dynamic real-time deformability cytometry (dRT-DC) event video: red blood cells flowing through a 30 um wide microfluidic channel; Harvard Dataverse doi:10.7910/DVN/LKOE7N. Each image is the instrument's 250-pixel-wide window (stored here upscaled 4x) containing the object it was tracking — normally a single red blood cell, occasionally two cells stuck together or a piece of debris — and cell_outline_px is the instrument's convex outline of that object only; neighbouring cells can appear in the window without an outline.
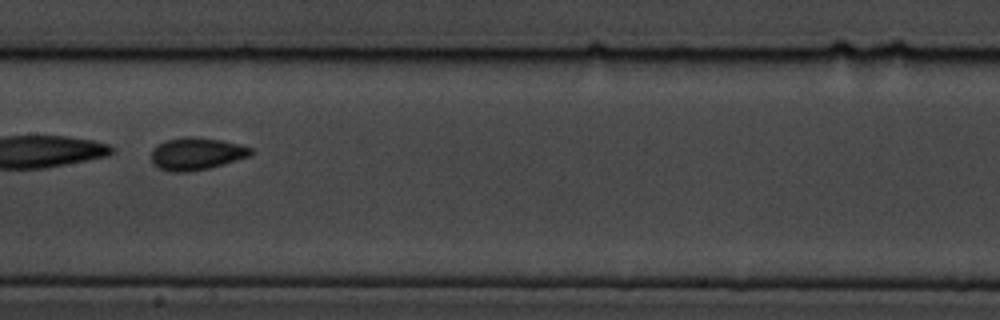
{"species": "common noctule bat (a hibernating species)", "species_latin": "Nyctalus noctula", "temperature_condition": "cold", "stored_images_in_passage": 7, "camera_frame_rate_fps": 3000, "um_per_image_px": 0.085, "animal": {"sex": "male", "body_mass_g": 19.5, "forearm_length_mm": 54.6}, "frame": {"image": 1, "passage_image": 7, "time_ms": 8.0, "image_size_px": [1000, 320], "cell_outline_px": [[252, 152], [248, 156], [236, 160], [208, 168], [188, 172], [168, 172], [152, 164], [152, 148], [156, 144], [168, 140], [184, 136], [196, 136], [224, 140], [240, 144], [252, 148]], "centroid_in_image_um": [16.66, 13.05], "position_along_channel_um": 190.7, "area_um2": 18.9}}